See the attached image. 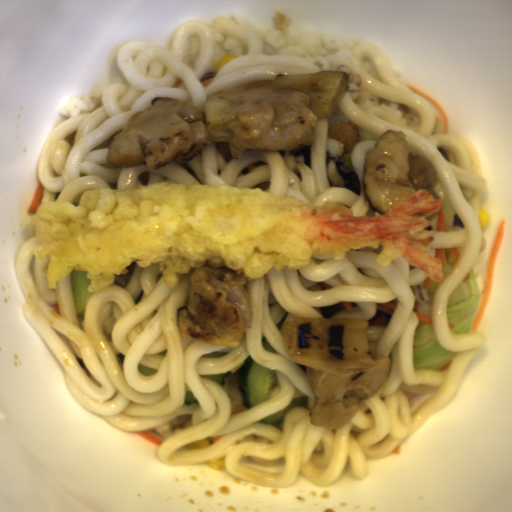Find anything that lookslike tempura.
Here are the masks:
<instances>
[{"mask_svg": "<svg viewBox=\"0 0 512 512\" xmlns=\"http://www.w3.org/2000/svg\"><path fill=\"white\" fill-rule=\"evenodd\" d=\"M440 198L427 190L398 197L381 216L350 206L306 201L261 188L157 182L98 187L76 200L41 203L30 222L33 257L43 260L48 290L71 272L86 293L112 286L133 265L160 272L169 289L201 267L244 270L245 279L341 259L358 247L377 251V265L398 257L430 281L444 273L432 245L430 216Z\"/></svg>", "mask_w": 512, "mask_h": 512, "instance_id": "obj_1", "label": "tempura"}]
</instances>
